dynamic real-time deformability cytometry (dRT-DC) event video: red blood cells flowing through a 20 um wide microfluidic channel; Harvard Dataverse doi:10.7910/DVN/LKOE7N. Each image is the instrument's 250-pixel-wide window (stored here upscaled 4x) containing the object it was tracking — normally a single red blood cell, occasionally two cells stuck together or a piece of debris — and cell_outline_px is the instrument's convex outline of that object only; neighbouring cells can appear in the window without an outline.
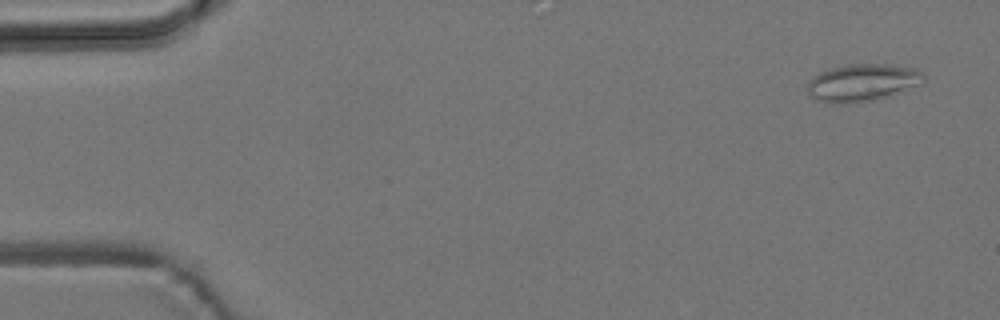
{"species": "common noctule bat (a hibernating species)", "species_latin": "Nyctalus noctula", "temperature_condition": "room temperature", "stored_images_in_passage": 5, "camera_frame_rate_fps": 3000, "um_per_image_px": 0.085, "animal": {"sex": "male", "body_mass_g": 19.2, "forearm_length_mm": 51.8}, "frame": {"image": 1, "passage_image": 1, "time_ms": 0.0, "image_size_px": [1000, 320], "cell_outline_px": [[924, 80], [920, 84], [888, 96], [876, 100], [840, 104], [832, 104], [816, 100], [808, 96], [808, 80], [812, 76], [820, 72], [832, 68], [848, 64], [892, 64], [916, 68], [924, 76]], "centroid_in_image_um": [73.26, 7.03], "position_along_channel_um": 11.7, "area_um2": 25.49}}
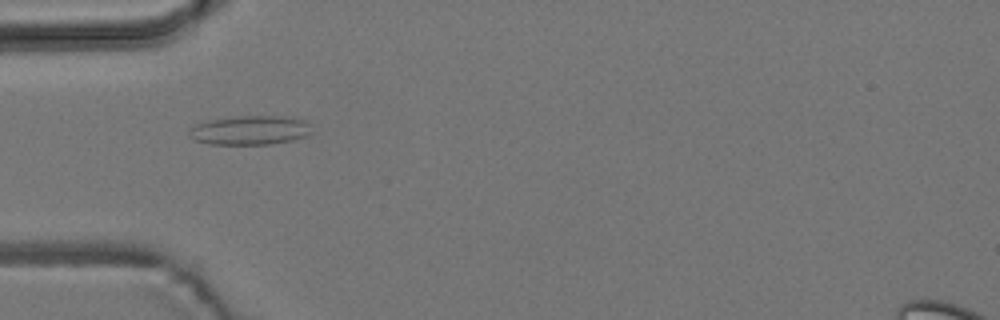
{"frame": {"image": 2, "passage_image": 5, "time_ms": 4.667, "image_size_px": [1000, 320], "cell_outline_px": [[312, 132], [304, 136], [292, 140], [272, 144], [208, 144], [192, 140], [188, 136], [188, 128], [192, 124], [208, 120], [236, 116], [292, 116], [308, 120]], "centroid_in_image_um": [21.21, 11.06], "position_along_channel_um": 63.8, "area_um2": 21.39}}